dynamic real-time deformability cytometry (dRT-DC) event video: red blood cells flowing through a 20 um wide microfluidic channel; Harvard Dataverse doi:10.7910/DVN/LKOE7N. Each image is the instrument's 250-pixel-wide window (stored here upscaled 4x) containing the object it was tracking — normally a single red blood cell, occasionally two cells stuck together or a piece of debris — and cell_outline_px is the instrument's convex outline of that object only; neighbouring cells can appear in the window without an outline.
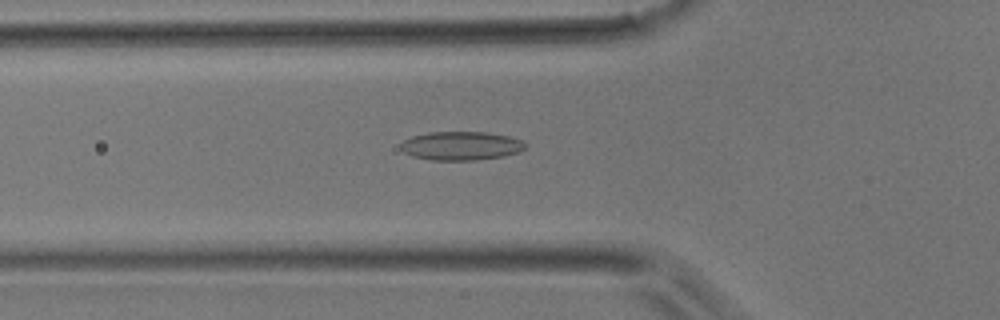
{"species": "common noctule bat (a hibernating species)", "species_latin": "Nyctalus noctula", "temperature_condition": "room temperature", "stored_images_in_passage": 47, "camera_frame_rate_fps": 3000, "um_per_image_px": 0.085, "animal": {"sex": "male", "body_mass_g": 17.9}, "frame": {"image": 1, "passage_image": 16, "time_ms": 5.0, "image_size_px": [1000, 320], "cell_outline_px": [[524, 148], [520, 152], [504, 156], [476, 160], [432, 160], [412, 156], [404, 152], [400, 148], [400, 144], [404, 140], [412, 136], [428, 132], [484, 132], [508, 136], [524, 140]], "centroid_in_image_um": [39.18, 12.39], "position_along_channel_um": 86.6, "area_um2": 20.87}}
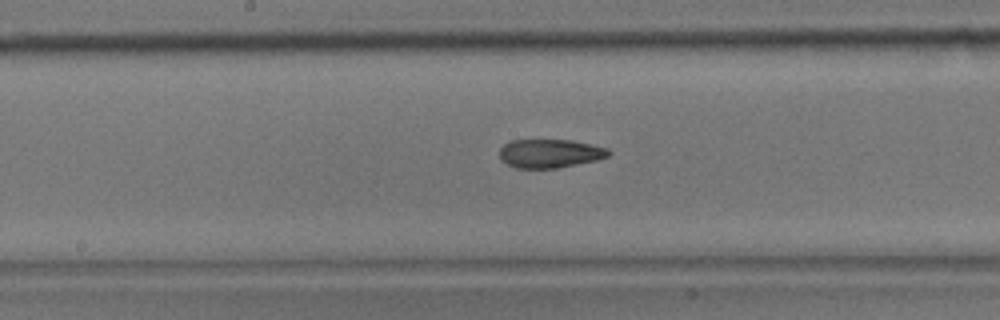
{"frame": {"image": 2, "passage_image": 24, "time_ms": 7.667, "image_size_px": [1000, 320], "cell_outline_px": [[612, 152], [608, 156], [596, 160], [560, 168], [516, 168], [500, 160], [500, 148], [504, 144], [512, 140], [572, 140], [608, 148]], "centroid_in_image_um": [46.75, 13.04], "position_along_channel_um": 201.5, "area_um2": 18.26}}
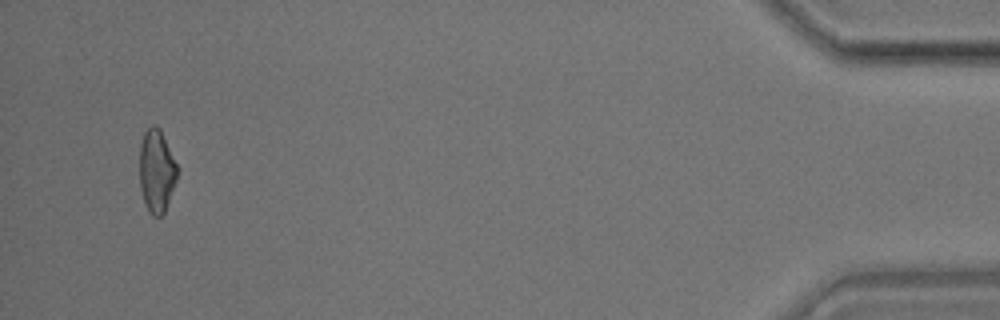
{"frame": {"image": 3, "passage_image": 45, "time_ms": 14.667, "image_size_px": [1000, 320], "cell_outline_px": [[176, 180], [164, 212], [160, 216], [152, 216], [148, 212], [144, 204], [140, 188], [140, 144], [144, 132], [152, 124], [156, 124], [160, 128], [176, 164]], "centroid_in_image_um": [13.27, 14.53], "position_along_channel_um": 421.9, "area_um2": 18.03}}